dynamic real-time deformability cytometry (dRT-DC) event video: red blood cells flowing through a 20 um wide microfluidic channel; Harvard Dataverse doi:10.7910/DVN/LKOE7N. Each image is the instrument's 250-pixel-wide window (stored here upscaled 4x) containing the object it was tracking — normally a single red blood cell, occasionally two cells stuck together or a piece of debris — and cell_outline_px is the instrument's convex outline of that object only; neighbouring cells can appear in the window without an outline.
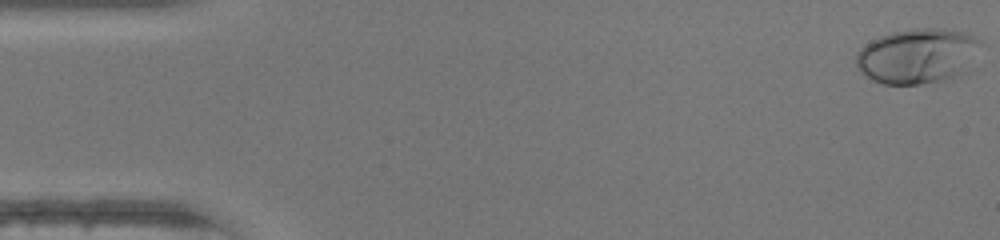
{"species": "human", "species_latin": "Homo sapiens", "temperature_condition": "warm", "stored_images_in_passage": 47, "camera_frame_rate_fps": 3000, "um_per_image_px": 0.085, "donor": {"sex": "female"}, "frame": {"image": 1, "passage_image": 1, "time_ms": 0.0, "image_size_px": [1000, 240], "cell_outline_px": [[984, 44], [968, 72], [944, 80], [920, 84], [884, 84], [872, 80], [864, 76], [860, 72], [856, 64], [856, 52], [864, 44], [880, 36], [892, 32], [916, 28], [944, 28], [964, 32], [976, 36]], "centroid_in_image_um": [78.04, 4.75], "position_along_channel_um": 7.0, "area_um2": 40.86}}
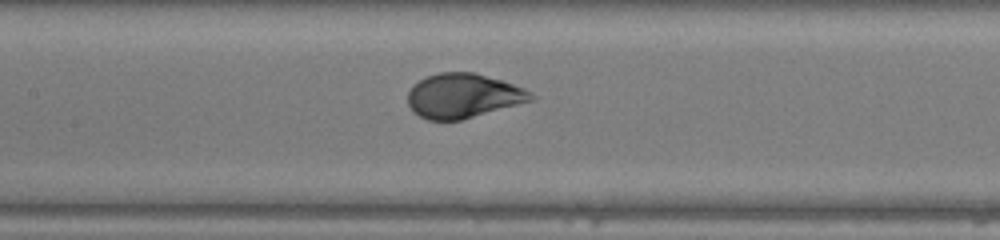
{"frame": {"image": 2, "passage_image": 22, "time_ms": 7.0, "image_size_px": [1000, 240], "cell_outline_px": [[536, 100], [460, 120], [428, 120], [412, 112], [408, 104], [408, 92], [412, 84], [428, 76], [440, 72], [472, 72], [504, 80], [524, 88], [536, 96]], "centroid_in_image_um": [39.39, 8.14], "position_along_channel_um": 168.0, "area_um2": 32.14}}
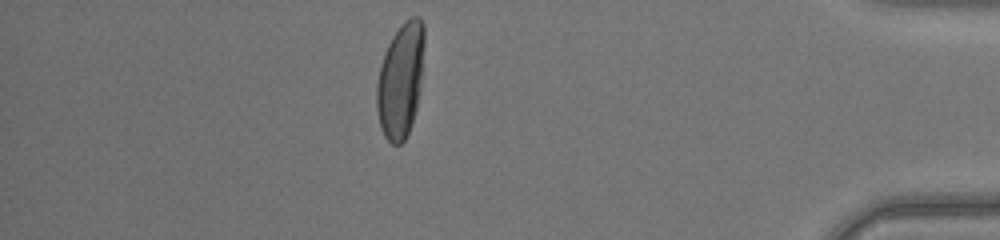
{"frame": {"image": 3, "passage_image": 41, "time_ms": 13.333, "image_size_px": [1000, 240], "cell_outline_px": [[424, 44], [420, 92], [412, 124], [404, 140], [400, 144], [392, 144], [384, 136], [380, 128], [376, 108], [376, 84], [380, 64], [384, 52], [392, 36], [400, 24], [404, 20], [412, 16], [420, 16], [424, 24]], "centroid_in_image_um": [34.04, 6.8], "position_along_channel_um": 401.2, "area_um2": 32.31}, "authors_computed_cell_mechanics": {"area_um2": 32.5414, "velocity_mm_per_s": 4.4178, "shape_relaxation_time_tau1_ms": 3.314, "shape_relaxation_time_tau2_ms": null, "deformation_change_tau1": 0.1983, "deformation_change_tau2": null}}